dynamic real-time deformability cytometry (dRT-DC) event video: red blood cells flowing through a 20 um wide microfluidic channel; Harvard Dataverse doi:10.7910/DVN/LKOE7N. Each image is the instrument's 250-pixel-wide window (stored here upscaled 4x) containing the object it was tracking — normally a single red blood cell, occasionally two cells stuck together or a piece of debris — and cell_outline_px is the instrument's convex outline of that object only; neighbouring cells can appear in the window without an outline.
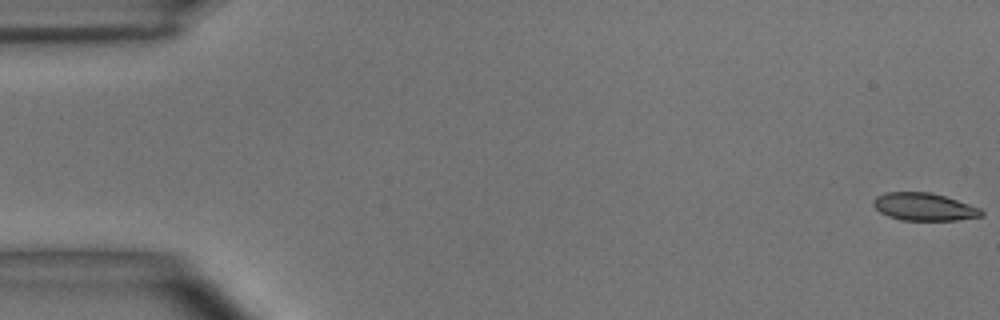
{"species": "common noctule bat (a hibernating species)", "species_latin": "Nyctalus noctula", "temperature_condition": "room temperature", "stored_images_in_passage": 55, "camera_frame_rate_fps": 3000, "um_per_image_px": 0.085, "animal": {"sex": "male", "body_mass_g": 15.6}, "frame": {"image": 1, "passage_image": 1, "time_ms": 0.0, "image_size_px": [1000, 320], "cell_outline_px": [[984, 216], [956, 220], [904, 220], [888, 216], [880, 212], [872, 204], [872, 200], [876, 196], [884, 192], [932, 192], [980, 208], [984, 212]], "centroid_in_image_um": [78.53, 17.57], "position_along_channel_um": 6.5, "area_um2": 17.4}}
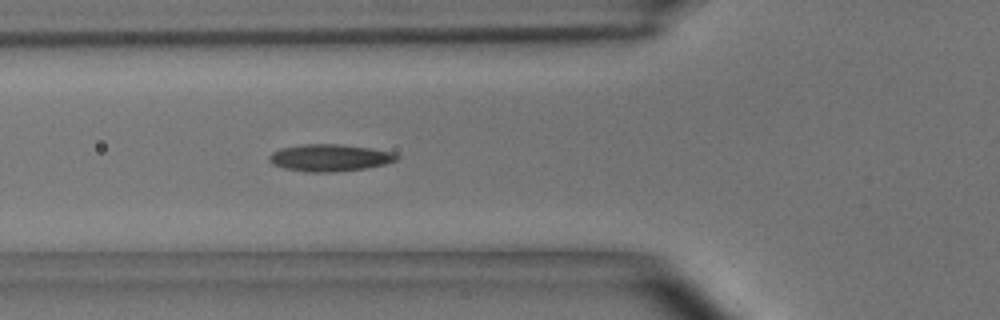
{"frame": {"image": 2, "passage_image": 20, "time_ms": 6.333, "image_size_px": [1000, 320], "cell_outline_px": [[400, 156], [396, 160], [384, 164], [364, 168], [332, 172], [304, 172], [284, 168], [272, 164], [268, 160], [268, 156], [272, 152], [280, 148], [304, 144], [340, 144], [396, 152]], "centroid_in_image_um": [28.0, 13.4], "position_along_channel_um": 97.8, "area_um2": 20.11}}
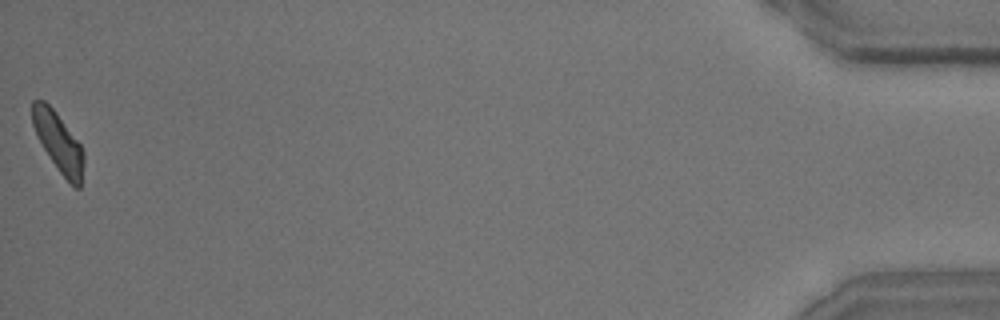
{"frame": {"image": 3, "passage_image": 55, "time_ms": 18.0, "image_size_px": [1000, 320], "cell_outline_px": [[84, 164], [80, 188], [76, 188], [60, 172], [36, 136], [32, 124], [32, 100], [44, 100], [56, 112], [80, 144], [84, 152]], "centroid_in_image_um": [4.96, 12.06], "position_along_channel_um": 430.2, "area_um2": 17.46}, "authors_computed_cell_mechanics": {"area_um2": 18.6116, "velocity_mm_per_s": 3.6627, "shape_relaxation_time_tau1_ms": 5.2014, "shape_relaxation_time_tau2_ms": 2.7529, "deformation_change_tau1": 0.1615, "deformation_change_tau2": 0.0946}}